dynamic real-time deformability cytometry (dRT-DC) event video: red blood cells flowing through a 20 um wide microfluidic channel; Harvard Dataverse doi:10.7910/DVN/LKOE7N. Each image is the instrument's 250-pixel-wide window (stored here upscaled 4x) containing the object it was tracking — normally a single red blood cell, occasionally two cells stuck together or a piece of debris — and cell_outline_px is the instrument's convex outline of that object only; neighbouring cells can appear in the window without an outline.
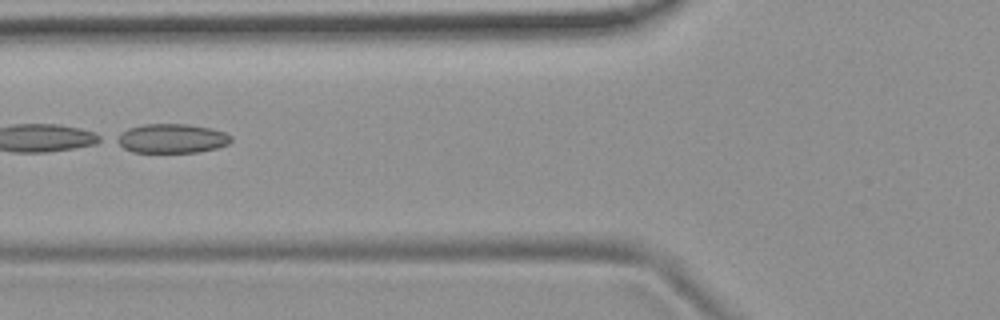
{"species": "common noctule bat (a hibernating species)", "species_latin": "Nyctalus noctula", "temperature_condition": "room temperature", "stored_images_in_passage": 7, "camera_frame_rate_fps": 3000, "um_per_image_px": 0.085, "animal": {"sex": "female", "body_mass_g": 19.9}, "frame": {"image": 1, "passage_image": 7, "time_ms": 7.667, "image_size_px": [1000, 320], "cell_outline_px": [[232, 140], [228, 144], [216, 148], [196, 152], [132, 152], [124, 148], [112, 140], [112, 136], [128, 128], [144, 124], [188, 124], [212, 128], [224, 132], [232, 136]], "centroid_in_image_um": [14.53, 11.76], "position_along_channel_um": 111.3, "area_um2": 19.77}}